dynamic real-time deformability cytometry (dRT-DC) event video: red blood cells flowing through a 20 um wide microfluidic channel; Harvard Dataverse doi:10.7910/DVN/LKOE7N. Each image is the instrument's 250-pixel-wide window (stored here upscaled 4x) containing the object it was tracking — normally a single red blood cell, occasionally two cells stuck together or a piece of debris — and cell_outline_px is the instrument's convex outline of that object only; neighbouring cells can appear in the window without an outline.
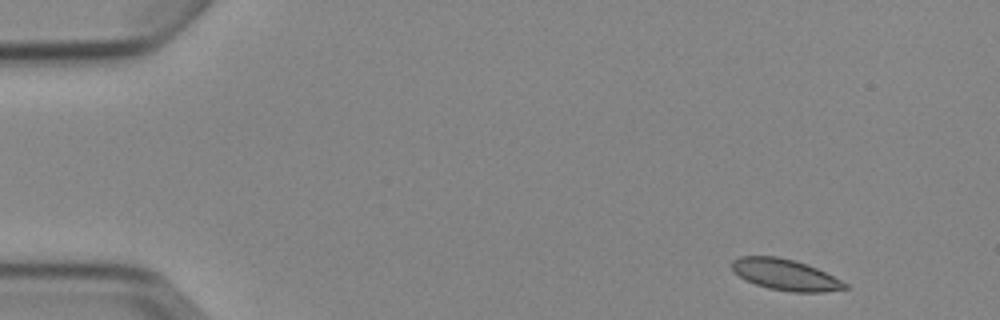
{"species": "Egyptian fruit bat (a non-hibernating species)", "species_latin": "Rousettus aegyptiacus", "temperature_condition": "cold", "stored_images_in_passage": 4, "camera_frame_rate_fps": 3000, "um_per_image_px": 0.085, "animal": {"sex": "female"}, "frame": {"image": 1, "passage_image": 1, "time_ms": 0.0, "image_size_px": [1000, 320], "cell_outline_px": [[848, 288], [824, 292], [792, 292], [768, 288], [756, 284], [740, 276], [732, 268], [732, 260], [740, 256], [776, 256], [808, 264], [848, 284]], "centroid_in_image_um": [66.76, 23.35], "position_along_channel_um": 18.2, "area_um2": 20.17}}
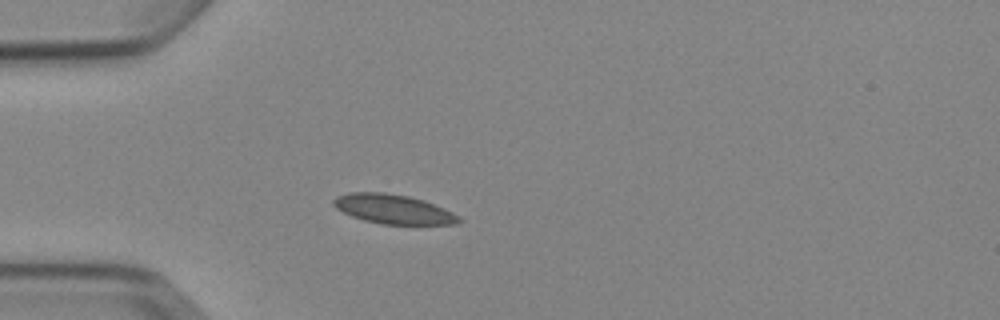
{"frame": {"image": 2, "passage_image": 4, "time_ms": 3.333, "image_size_px": [1000, 320], "cell_outline_px": [[464, 220], [456, 224], [380, 224], [364, 220], [352, 216], [336, 208], [332, 204], [332, 200], [336, 196], [348, 192], [384, 192], [408, 196], [424, 200], [444, 208], [460, 216]], "centroid_in_image_um": [33.43, 17.77], "position_along_channel_um": 51.6, "area_um2": 21.56}}